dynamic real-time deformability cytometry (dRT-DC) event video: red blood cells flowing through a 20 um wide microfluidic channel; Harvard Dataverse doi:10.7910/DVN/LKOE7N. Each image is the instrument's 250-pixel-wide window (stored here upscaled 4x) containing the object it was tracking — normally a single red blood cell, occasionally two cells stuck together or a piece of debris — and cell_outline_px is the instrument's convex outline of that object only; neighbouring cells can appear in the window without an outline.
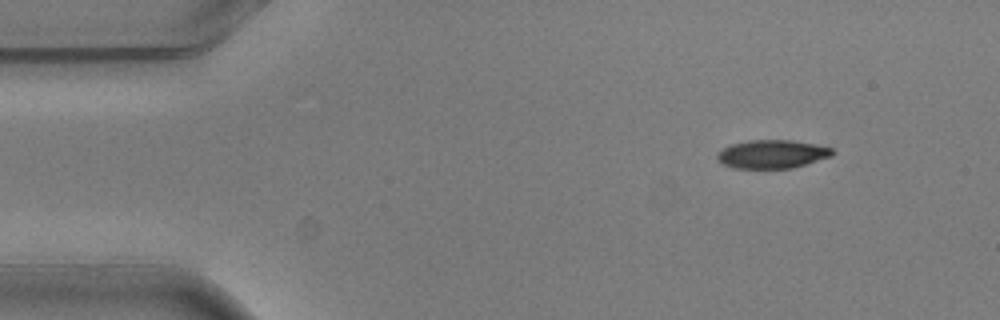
{"species": "common noctule bat (a hibernating species)", "species_latin": "Nyctalus noctula", "temperature_condition": "warm", "stored_images_in_passage": 7, "camera_frame_rate_fps": 3000, "um_per_image_px": 0.085, "animal": {"sex": "male", "body_mass_g": 20.5, "forearm_length_mm": 52.5}, "frame": {"image": 1, "passage_image": 1, "time_ms": 0.0, "image_size_px": [1000, 320], "cell_outline_px": [[836, 152], [832, 156], [792, 168], [732, 168], [716, 160], [716, 152], [732, 144], [748, 140], [792, 140], [816, 144], [832, 148]], "centroid_in_image_um": [65.62, 13.09], "position_along_channel_um": 19.4, "area_um2": 19.19}}
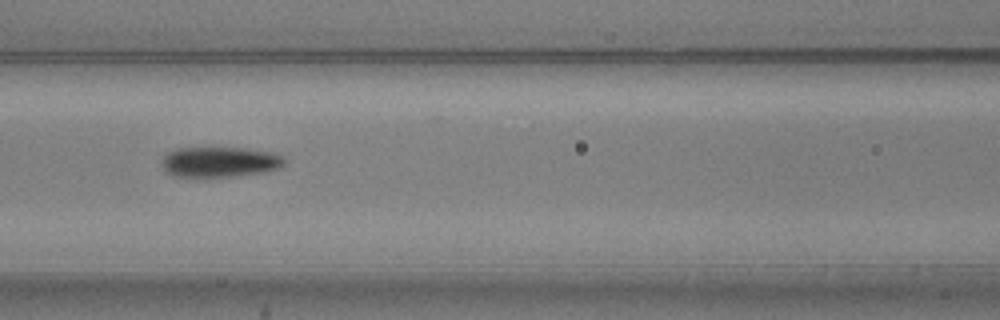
{"frame": {"image": 2, "passage_image": 6, "time_ms": 1.667, "image_size_px": [1000, 320], "cell_outline_px": [[284, 164], [280, 168], [268, 172], [204, 180], [172, 176], [164, 172], [160, 164], [164, 156], [168, 152], [176, 148], [244, 148], [268, 152], [280, 156], [284, 160]], "centroid_in_image_um": [18.57, 13.83], "position_along_channel_um": 148.0, "area_um2": 22.6}}
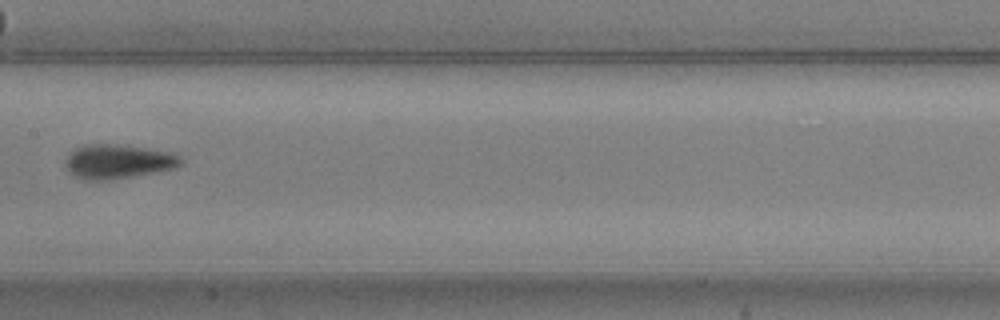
{"frame": {"image": 3, "passage_image": 7, "time_ms": 2.0, "image_size_px": [1000, 320], "cell_outline_px": [[184, 164], [176, 168], [156, 172], [108, 180], [88, 180], [76, 176], [68, 172], [64, 164], [64, 160], [68, 152], [84, 144], [128, 144], [176, 152], [184, 160]], "centroid_in_image_um": [10.08, 13.7], "position_along_channel_um": 197.3, "area_um2": 23.81}}